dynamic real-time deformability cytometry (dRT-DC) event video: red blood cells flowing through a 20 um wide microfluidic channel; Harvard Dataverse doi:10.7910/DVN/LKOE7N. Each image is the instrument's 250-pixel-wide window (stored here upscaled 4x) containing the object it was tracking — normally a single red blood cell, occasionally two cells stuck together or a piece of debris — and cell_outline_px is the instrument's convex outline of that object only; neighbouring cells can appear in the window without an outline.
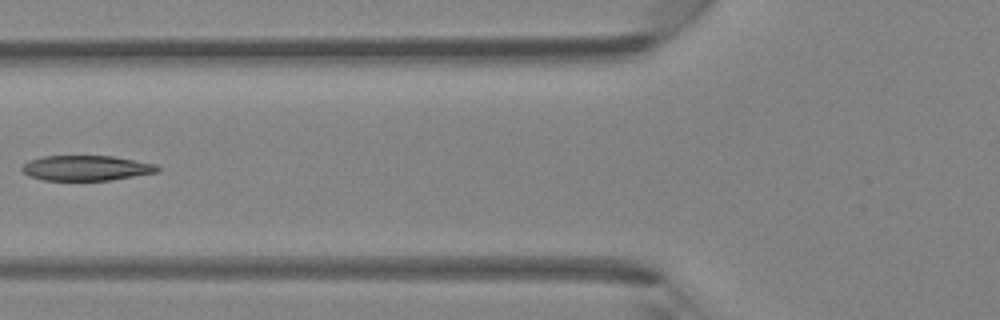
{"species": "Egyptian fruit bat (a non-hibernating species)", "species_latin": "Rousettus aegyptiacus", "temperature_condition": "room temperature", "stored_images_in_passage": 4, "camera_frame_rate_fps": 3000, "um_per_image_px": 0.085, "animal": {"sex": "female"}, "frame": {"image": 1, "passage_image": 4, "time_ms": 1.0, "image_size_px": [1000, 320], "cell_outline_px": [[160, 172], [112, 180], [40, 180], [28, 176], [20, 168], [28, 160], [44, 156], [112, 156], [156, 164], [160, 168]], "centroid_in_image_um": [7.33, 14.29], "position_along_channel_um": 118.5, "area_um2": 20.0}}